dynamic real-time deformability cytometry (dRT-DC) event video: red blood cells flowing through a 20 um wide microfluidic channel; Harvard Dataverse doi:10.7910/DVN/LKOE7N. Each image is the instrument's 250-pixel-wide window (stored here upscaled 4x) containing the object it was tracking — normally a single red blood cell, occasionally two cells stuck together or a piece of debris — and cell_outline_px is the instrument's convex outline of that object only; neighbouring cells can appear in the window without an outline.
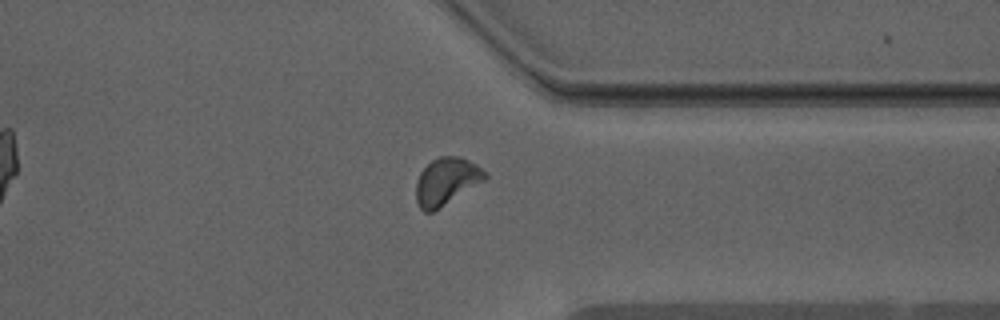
{"species": "Egyptian fruit bat (a non-hibernating species)", "species_latin": "Rousettus aegyptiacus", "temperature_condition": "warm", "stored_images_in_passage": 39, "camera_frame_rate_fps": 3000, "um_per_image_px": 0.085, "animal": {"sex": "male"}, "frame": {"image": 1, "passage_image": 34, "time_ms": 11.0, "image_size_px": [1000, 320], "cell_outline_px": [[488, 176], [484, 180], [432, 212], [424, 212], [420, 208], [416, 200], [416, 184], [420, 172], [432, 160], [440, 156], [460, 156], [476, 164], [488, 172]], "centroid_in_image_um": [37.94, 15.39], "position_along_channel_um": 373.5, "area_um2": 18.73}}